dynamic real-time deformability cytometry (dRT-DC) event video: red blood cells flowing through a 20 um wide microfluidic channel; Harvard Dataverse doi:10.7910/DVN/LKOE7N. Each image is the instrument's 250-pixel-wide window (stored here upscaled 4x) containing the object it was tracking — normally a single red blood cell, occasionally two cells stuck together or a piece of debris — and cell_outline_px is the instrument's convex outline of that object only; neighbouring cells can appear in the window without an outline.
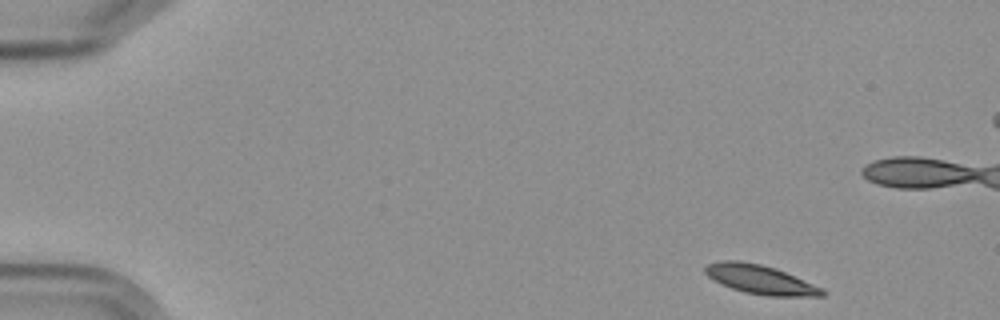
{"species": "Egyptian fruit bat (a non-hibernating species)", "species_latin": "Rousettus aegyptiacus", "temperature_condition": "cold", "stored_images_in_passage": 6, "camera_frame_rate_fps": 3000, "um_per_image_px": 0.085, "frame": {"image": 1, "passage_image": 1, "time_ms": 0.0, "image_size_px": [1000, 320], "cell_outline_px": [[828, 292], [824, 296], [768, 296], [744, 292], [720, 284], [712, 280], [704, 272], [704, 268], [708, 264], [720, 260], [740, 260], [760, 264], [776, 268], [824, 288]], "centroid_in_image_um": [64.64, 23.76], "position_along_channel_um": 20.4, "area_um2": 20.06}}